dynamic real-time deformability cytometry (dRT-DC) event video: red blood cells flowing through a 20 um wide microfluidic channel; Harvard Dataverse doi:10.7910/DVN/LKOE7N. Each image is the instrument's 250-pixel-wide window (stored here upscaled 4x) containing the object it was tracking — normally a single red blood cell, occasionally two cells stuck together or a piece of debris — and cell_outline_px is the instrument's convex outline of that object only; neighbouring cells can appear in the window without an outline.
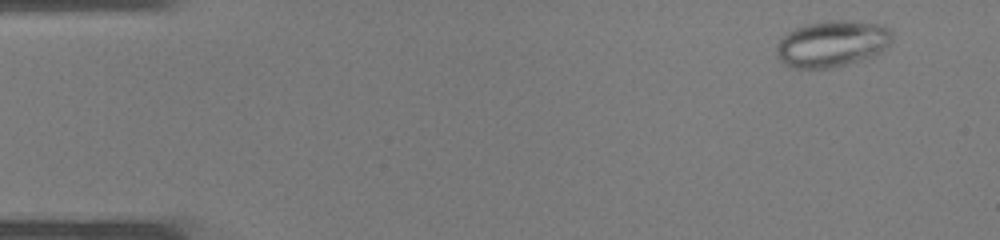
{"species": "common noctule bat (a hibernating species)", "species_latin": "Nyctalus noctula", "temperature_condition": "warm", "stored_images_in_passage": 37, "camera_frame_rate_fps": 3000, "um_per_image_px": 0.085, "animal": {"sex": "male", "body_mass_g": 19.0, "forearm_length_mm": 50.8}, "frame": {"image": 1, "passage_image": 3, "time_ms": 0.667, "image_size_px": [1000, 240], "cell_outline_px": [[892, 40], [888, 44], [876, 52], [860, 60], [828, 68], [792, 68], [784, 64], [776, 56], [776, 44], [788, 32], [796, 28], [808, 24], [828, 20], [844, 20], [880, 24], [892, 28]], "centroid_in_image_um": [70.69, 3.7], "position_along_channel_um": 14.3, "area_um2": 30.87}}
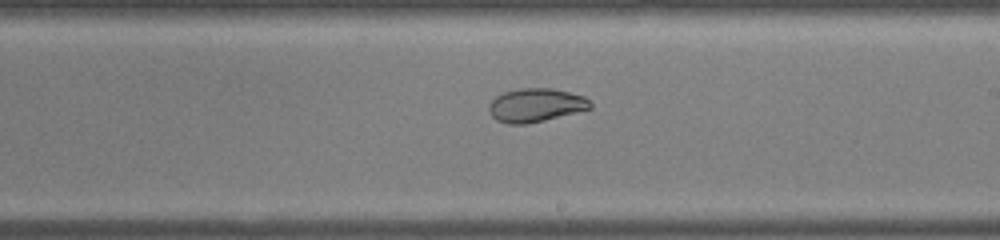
{"frame": {"image": 2, "passage_image": 22, "time_ms": 7.0, "image_size_px": [1000, 240], "cell_outline_px": [[592, 108], [544, 120], [524, 124], [508, 124], [496, 120], [488, 112], [488, 104], [496, 96], [504, 92], [520, 88], [552, 88], [584, 96], [592, 104]], "centroid_in_image_um": [45.5, 8.93], "position_along_channel_um": 243.5, "area_um2": 19.77}}
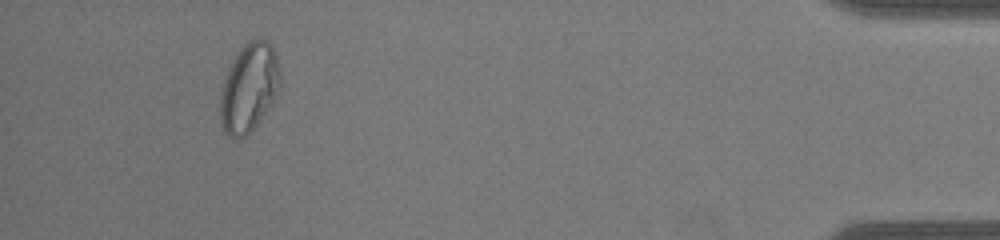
{"frame": {"image": 3, "passage_image": 35, "time_ms": 11.333, "image_size_px": [1000, 240], "cell_outline_px": [[280, 84], [276, 92], [264, 112], [256, 124], [240, 140], [232, 140], [224, 132], [220, 120], [220, 96], [224, 80], [228, 68], [236, 52], [248, 40], [260, 36], [268, 40], [272, 44], [276, 56], [280, 72]], "centroid_in_image_um": [21.13, 7.4], "position_along_channel_um": 414.1, "area_um2": 30.92}}